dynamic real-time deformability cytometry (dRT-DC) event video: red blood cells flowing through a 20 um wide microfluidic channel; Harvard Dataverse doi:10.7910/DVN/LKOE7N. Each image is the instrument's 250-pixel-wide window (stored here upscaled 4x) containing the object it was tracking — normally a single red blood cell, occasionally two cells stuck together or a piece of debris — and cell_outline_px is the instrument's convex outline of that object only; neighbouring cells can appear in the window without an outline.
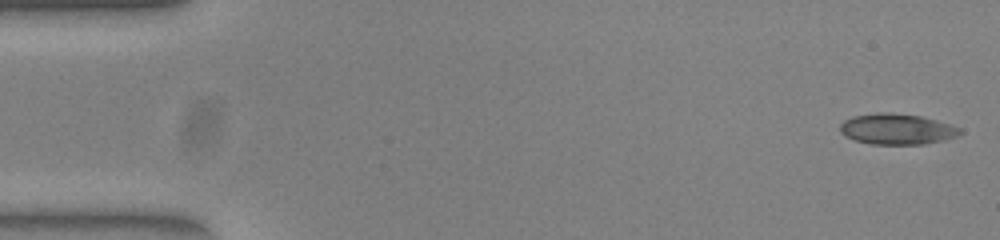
{"species": "common noctule bat (a hibernating species)", "species_latin": "Nyctalus noctula", "temperature_condition": "warm", "stored_images_in_passage": 51, "camera_frame_rate_fps": 3000, "um_per_image_px": 0.085, "animal": {"sex": "female", "body_mass_g": 23.0, "forearm_length_mm": 53.4}, "frame": {"image": 1, "passage_image": 1, "time_ms": 0.0, "image_size_px": [1000, 240], "cell_outline_px": [[964, 132], [956, 136], [944, 140], [924, 144], [872, 144], [856, 140], [844, 136], [840, 132], [840, 124], [844, 120], [852, 116], [880, 112], [888, 112], [920, 116], [936, 120], [960, 128]], "centroid_in_image_um": [76.22, 10.97], "position_along_channel_um": 8.8, "area_um2": 21.44}}
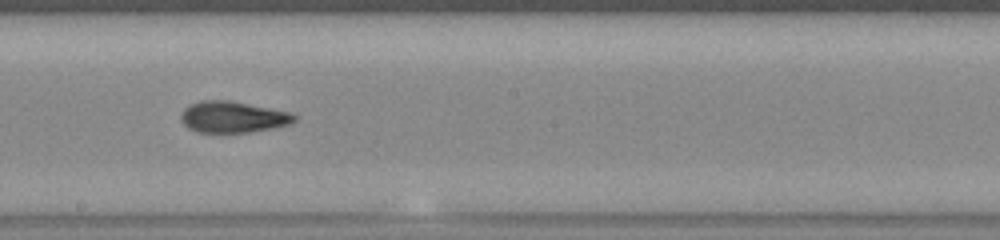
{"frame": {"image": 2, "passage_image": 28, "time_ms": 9.0, "image_size_px": [1000, 240], "cell_outline_px": [[296, 120], [288, 124], [272, 128], [248, 132], [196, 132], [188, 128], [180, 120], [180, 116], [184, 108], [200, 100], [228, 100], [292, 112], [296, 116]], "centroid_in_image_um": [19.77, 9.94], "position_along_channel_um": 228.4, "area_um2": 20.63}}
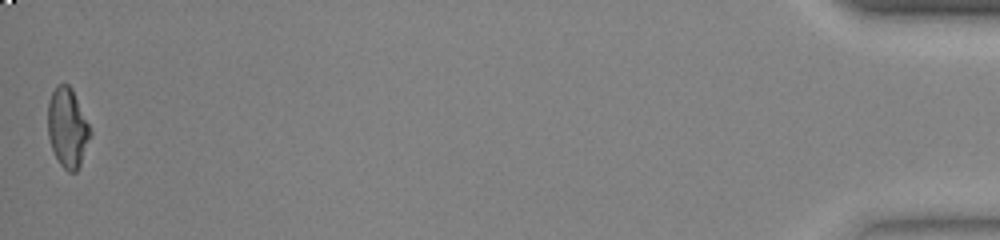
{"frame": {"image": 3, "passage_image": 51, "time_ms": 16.667, "image_size_px": [1000, 240], "cell_outline_px": [[92, 132], [80, 164], [76, 172], [68, 172], [60, 164], [52, 148], [48, 136], [48, 104], [52, 92], [60, 84], [68, 84], [72, 88]], "centroid_in_image_um": [5.74, 10.87], "position_along_channel_um": 429.5, "area_um2": 19.31}, "authors_computed_cell_mechanics": {"area_um2": 20.4612, "velocity_mm_per_s": 3.9324, "shape_relaxation_time_tau1_ms": 8.7081, "shape_relaxation_time_tau2_ms": 2.0048, "deformation_change_tau1": 0.2755, "deformation_change_tau2": 0.0921}}